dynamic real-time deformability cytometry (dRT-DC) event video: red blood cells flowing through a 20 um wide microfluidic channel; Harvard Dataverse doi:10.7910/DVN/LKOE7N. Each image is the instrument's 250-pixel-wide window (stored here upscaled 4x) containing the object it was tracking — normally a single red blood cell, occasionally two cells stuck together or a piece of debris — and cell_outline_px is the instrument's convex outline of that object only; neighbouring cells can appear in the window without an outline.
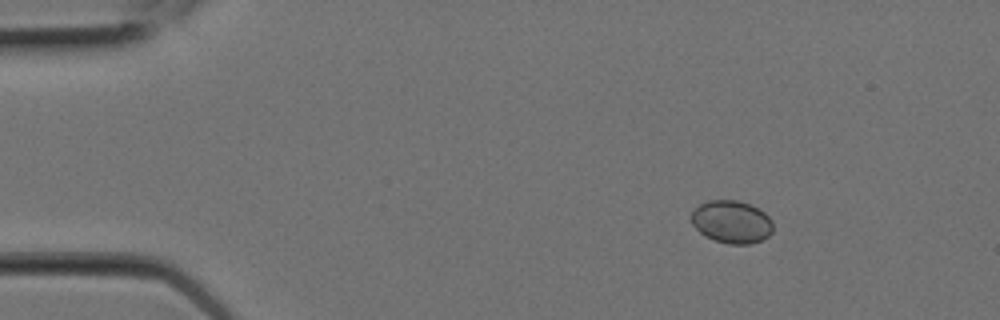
{"species": "Egyptian fruit bat (a non-hibernating species)", "species_latin": "Rousettus aegyptiacus", "temperature_condition": "room temperature", "stored_images_in_passage": 4, "camera_frame_rate_fps": 3000, "um_per_image_px": 0.085, "animal": {"sex": "female"}, "frame": {"image": 1, "passage_image": 1, "time_ms": 0.0, "image_size_px": [1000, 320], "cell_outline_px": [[772, 232], [768, 236], [760, 240], [748, 244], [728, 244], [704, 236], [692, 224], [692, 212], [700, 204], [708, 200], [736, 200], [760, 208], [772, 220]], "centroid_in_image_um": [62.19, 18.85], "position_along_channel_um": 22.8, "area_um2": 20.23}}
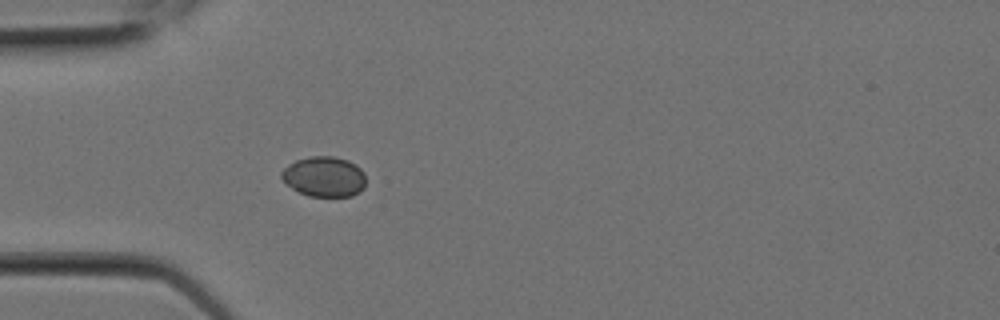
{"frame": {"image": 2, "passage_image": 4, "time_ms": 1.0, "image_size_px": [1000, 320], "cell_outline_px": [[364, 188], [360, 192], [352, 196], [308, 196], [292, 188], [280, 176], [280, 172], [288, 164], [296, 160], [312, 156], [332, 156], [348, 160], [356, 164], [364, 172]], "centroid_in_image_um": [27.56, 15.01], "position_along_channel_um": 57.4, "area_um2": 19.77}}